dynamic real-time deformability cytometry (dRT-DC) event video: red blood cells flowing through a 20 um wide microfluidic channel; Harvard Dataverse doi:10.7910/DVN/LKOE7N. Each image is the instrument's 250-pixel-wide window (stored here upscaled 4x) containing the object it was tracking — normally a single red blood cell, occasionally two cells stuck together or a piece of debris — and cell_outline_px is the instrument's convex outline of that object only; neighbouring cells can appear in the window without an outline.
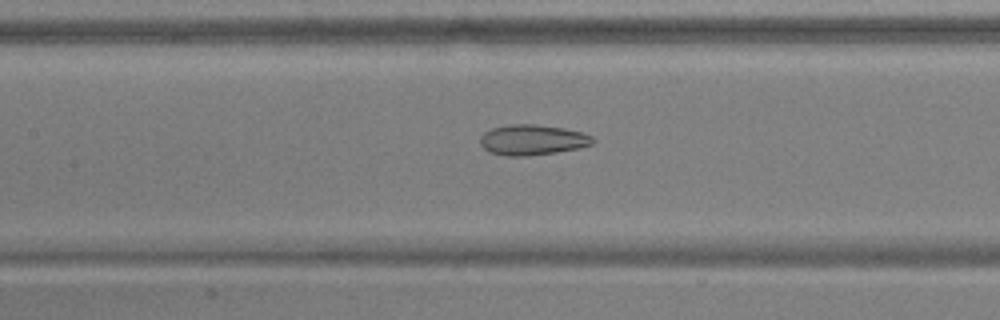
{"species": "common noctule bat (a hibernating species)", "species_latin": "Nyctalus noctula", "temperature_condition": "warm", "stored_images_in_passage": 36, "camera_frame_rate_fps": 3000, "um_per_image_px": 0.085, "animal": {"sex": "male", "body_mass_g": 17.9, "forearm_length_mm": 54.2}, "frame": {"image": 1, "passage_image": 14, "time_ms": 4.333, "image_size_px": [1000, 320], "cell_outline_px": [[596, 140], [592, 144], [580, 148], [556, 152], [528, 156], [504, 156], [488, 152], [480, 144], [480, 136], [484, 132], [492, 128], [512, 124], [536, 124], [564, 128], [580, 132], [592, 136]], "centroid_in_image_um": [45.24, 11.89], "position_along_channel_um": 162.2, "area_um2": 20.11}}
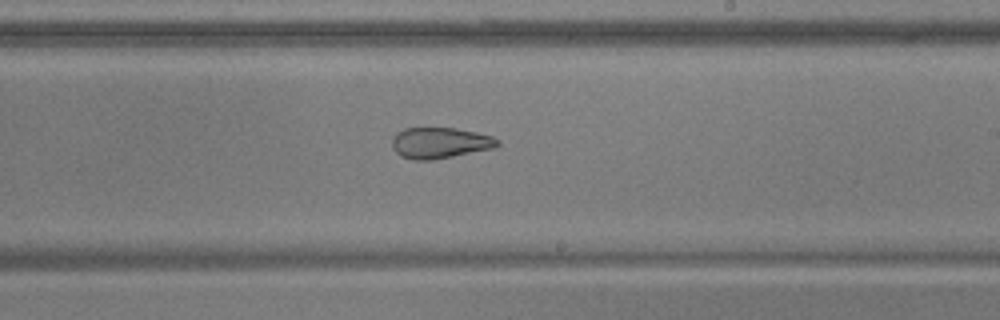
{"frame": {"image": 2, "passage_image": 21, "time_ms": 6.667, "image_size_px": [1000, 320], "cell_outline_px": [[500, 144], [496, 148], [432, 160], [412, 160], [400, 156], [392, 148], [392, 140], [396, 132], [404, 128], [456, 128], [476, 132], [492, 136], [500, 140]], "centroid_in_image_um": [37.4, 12.15], "position_along_channel_um": 251.6, "area_um2": 19.25}}
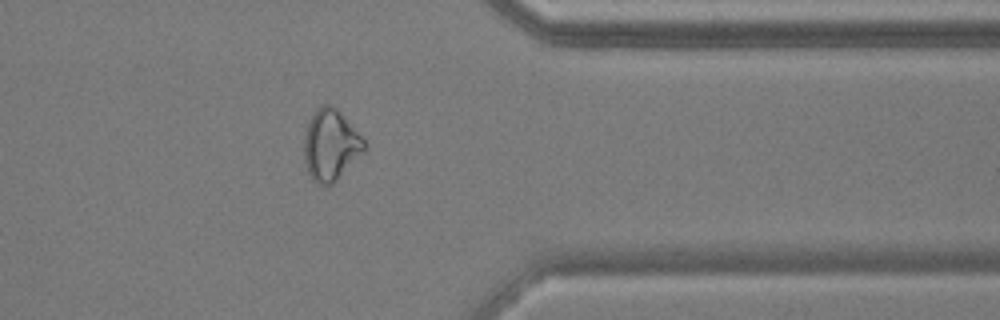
{"frame": {"image": 3, "passage_image": 32, "time_ms": 10.333, "image_size_px": [1000, 320], "cell_outline_px": [[364, 152], [332, 184], [324, 188], [316, 184], [308, 172], [304, 160], [304, 136], [308, 120], [316, 108], [320, 104], [332, 104], [340, 112], [364, 140]], "centroid_in_image_um": [28.06, 12.33], "position_along_channel_um": 383.3, "area_um2": 24.97}, "authors_computed_cell_mechanics": {"area_um2": 20.8369, "velocity_mm_per_s": 3.8524, "shape_relaxation_time_tau1_ms": null, "shape_relaxation_time_tau2_ms": 2.6905, "deformation_change_tau1": null, "deformation_change_tau2": 0.11}}